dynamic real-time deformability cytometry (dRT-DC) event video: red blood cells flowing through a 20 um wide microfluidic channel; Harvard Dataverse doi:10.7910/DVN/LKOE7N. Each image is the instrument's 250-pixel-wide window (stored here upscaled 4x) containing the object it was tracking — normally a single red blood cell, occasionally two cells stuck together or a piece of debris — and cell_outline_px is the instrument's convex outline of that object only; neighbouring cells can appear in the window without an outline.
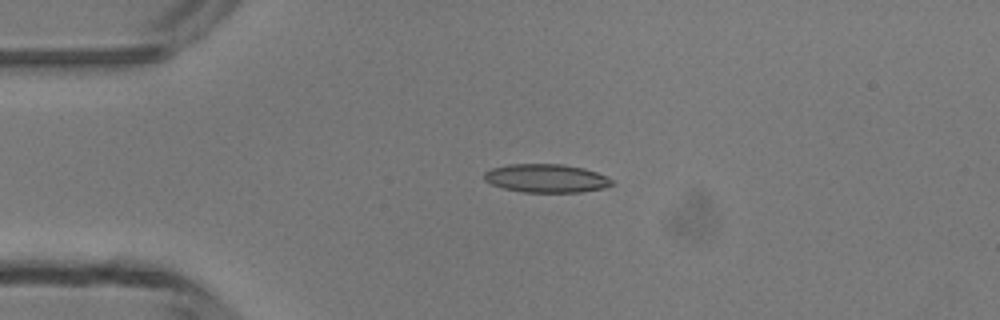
{"species": "common noctule bat (a hibernating species)", "species_latin": "Nyctalus noctula", "temperature_condition": "room temperature", "stored_images_in_passage": 4, "camera_frame_rate_fps": 3000, "um_per_image_px": 0.085, "animal": {"sex": "male", "body_mass_g": 13.3}, "frame": {"image": 1, "passage_image": 3, "time_ms": 2.333, "image_size_px": [1000, 320], "cell_outline_px": [[612, 184], [608, 188], [580, 192], [524, 192], [504, 188], [492, 184], [484, 180], [484, 172], [492, 168], [508, 164], [564, 164], [584, 168], [596, 172], [612, 180]], "centroid_in_image_um": [46.43, 15.15], "position_along_channel_um": 38.6, "area_um2": 21.15}}